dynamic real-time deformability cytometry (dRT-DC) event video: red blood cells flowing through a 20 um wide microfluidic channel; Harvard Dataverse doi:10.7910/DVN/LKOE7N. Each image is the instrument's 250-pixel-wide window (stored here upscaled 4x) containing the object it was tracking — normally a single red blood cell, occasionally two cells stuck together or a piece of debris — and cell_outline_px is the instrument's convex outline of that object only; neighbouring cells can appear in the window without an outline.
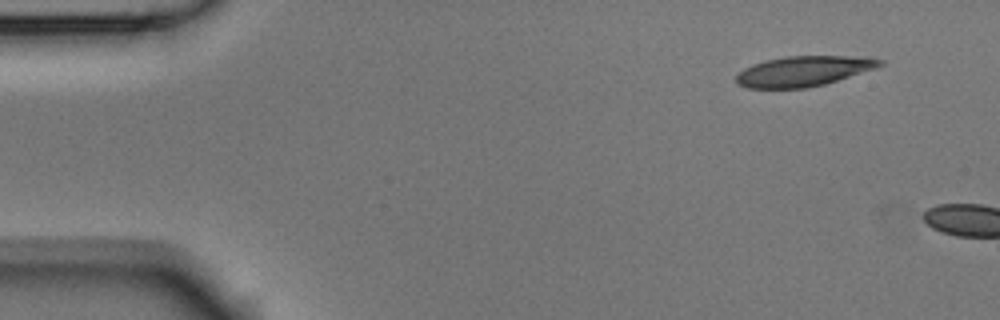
{"species": "Egyptian fruit bat (a non-hibernating species)", "species_latin": "Rousettus aegyptiacus", "temperature_condition": "room temperature", "stored_images_in_passage": 2, "camera_frame_rate_fps": 3000, "um_per_image_px": 0.085, "animal": {"sex": "male"}, "frame": {"image": 1, "passage_image": 1, "time_ms": 0.0, "image_size_px": [1000, 320], "cell_outline_px": [[884, 64], [876, 68], [824, 84], [808, 88], [748, 88], [736, 84], [736, 76], [744, 68], [752, 64], [764, 60], [788, 56], [868, 56], [884, 60]], "centroid_in_image_um": [68.32, 6.04], "position_along_channel_um": 16.7, "area_um2": 25.43}}